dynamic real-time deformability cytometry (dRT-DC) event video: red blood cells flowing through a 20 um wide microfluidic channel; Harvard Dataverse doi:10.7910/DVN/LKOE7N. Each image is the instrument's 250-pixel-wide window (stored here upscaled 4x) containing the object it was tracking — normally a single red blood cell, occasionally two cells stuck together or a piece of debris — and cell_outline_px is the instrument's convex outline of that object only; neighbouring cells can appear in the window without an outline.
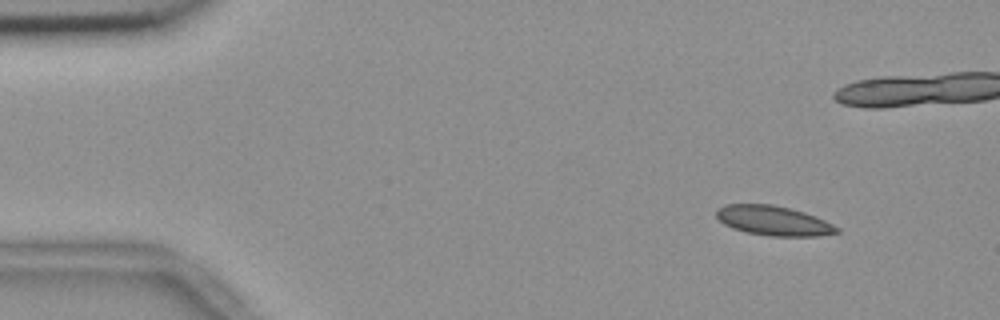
{"species": "common noctule bat (a hibernating species)", "species_latin": "Nyctalus noctula", "temperature_condition": "room temperature", "stored_images_in_passage": 55, "camera_frame_rate_fps": 3000, "um_per_image_px": 0.085, "animal": {"sex": "female", "body_mass_g": 18.4}, "frame": {"image": 1, "passage_image": 5, "time_ms": 1.333, "image_size_px": [1000, 320], "cell_outline_px": [[840, 232], [820, 236], [768, 236], [748, 232], [732, 228], [724, 224], [716, 216], [716, 208], [724, 204], [772, 204], [804, 212], [816, 216], [840, 228]], "centroid_in_image_um": [65.74, 18.75], "position_along_channel_um": 19.3, "area_um2": 20.87}}
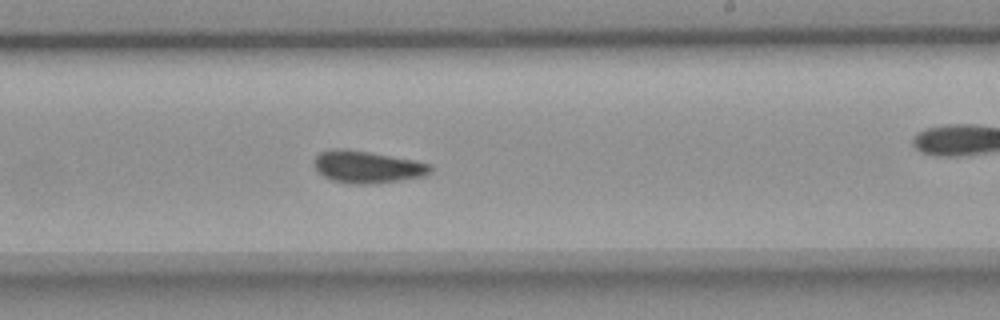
{"frame": {"image": 2, "passage_image": 32, "time_ms": 10.333, "image_size_px": [1000, 320], "cell_outline_px": [[432, 172], [424, 176], [400, 180], [372, 184], [348, 184], [332, 180], [316, 172], [312, 164], [316, 156], [320, 152], [336, 148], [344, 148], [368, 152], [412, 160], [432, 164]], "centroid_in_image_um": [31.17, 14.2], "position_along_channel_um": 257.8, "area_um2": 21.91}}
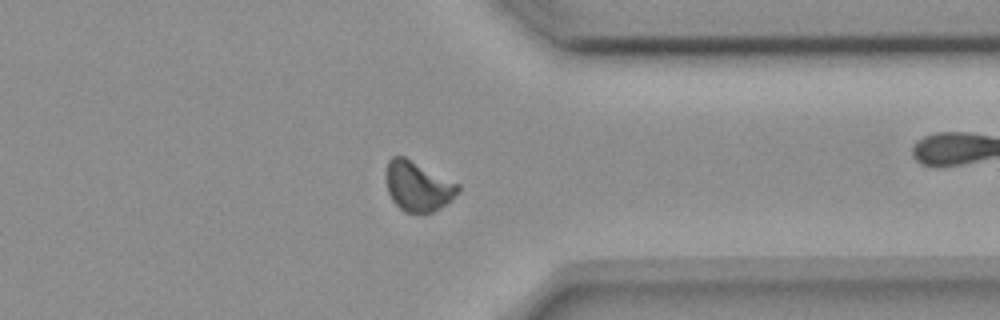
{"frame": {"image": 3, "passage_image": 42, "time_ms": 13.667, "image_size_px": [1000, 320], "cell_outline_px": [[460, 192], [452, 200], [440, 208], [432, 212], [404, 212], [392, 200], [388, 192], [388, 160], [392, 156], [404, 156], [460, 184]], "centroid_in_image_um": [35.57, 15.84], "position_along_channel_um": 375.8, "area_um2": 20.69}, "authors_computed_cell_mechanics": {"area_um2": 20.9814, "velocity_mm_per_s": 3.6675, "shape_relaxation_time_tau1_ms": 7.7592, "shape_relaxation_time_tau2_ms": 2.1465, "deformation_change_tau1": 0.1117, "deformation_change_tau2": 0.0575}}